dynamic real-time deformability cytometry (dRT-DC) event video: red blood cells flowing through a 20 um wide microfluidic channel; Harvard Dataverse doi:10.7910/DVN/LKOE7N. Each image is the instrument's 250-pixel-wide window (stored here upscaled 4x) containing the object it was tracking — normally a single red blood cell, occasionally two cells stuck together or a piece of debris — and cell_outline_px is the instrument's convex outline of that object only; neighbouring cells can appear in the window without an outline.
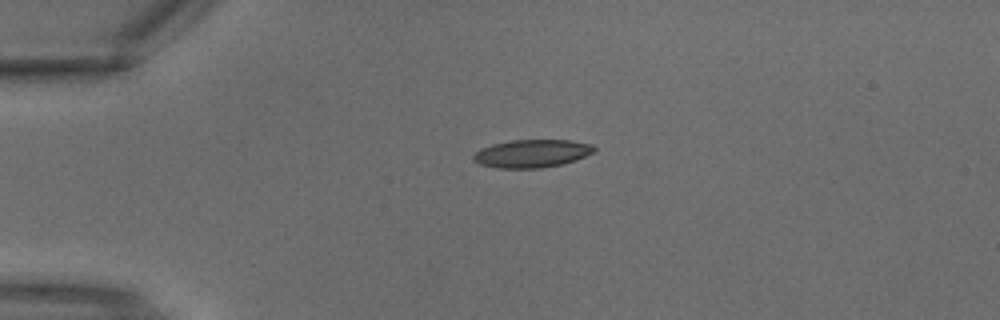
{"species": "common noctule bat (a hibernating species)", "species_latin": "Nyctalus noctula", "temperature_condition": "warm", "stored_images_in_passage": 3, "camera_frame_rate_fps": 3000, "um_per_image_px": 0.085, "animal": {"sex": "male", "body_mass_g": 18.8}, "frame": {"image": 1, "passage_image": 3, "time_ms": 0.667, "image_size_px": [1000, 320], "cell_outline_px": [[596, 152], [576, 160], [560, 164], [540, 168], [496, 168], [480, 164], [472, 160], [472, 156], [480, 148], [492, 144], [512, 140], [568, 140], [592, 144], [596, 148]], "centroid_in_image_um": [45.21, 13.05], "position_along_channel_um": 39.8, "area_um2": 19.77}}